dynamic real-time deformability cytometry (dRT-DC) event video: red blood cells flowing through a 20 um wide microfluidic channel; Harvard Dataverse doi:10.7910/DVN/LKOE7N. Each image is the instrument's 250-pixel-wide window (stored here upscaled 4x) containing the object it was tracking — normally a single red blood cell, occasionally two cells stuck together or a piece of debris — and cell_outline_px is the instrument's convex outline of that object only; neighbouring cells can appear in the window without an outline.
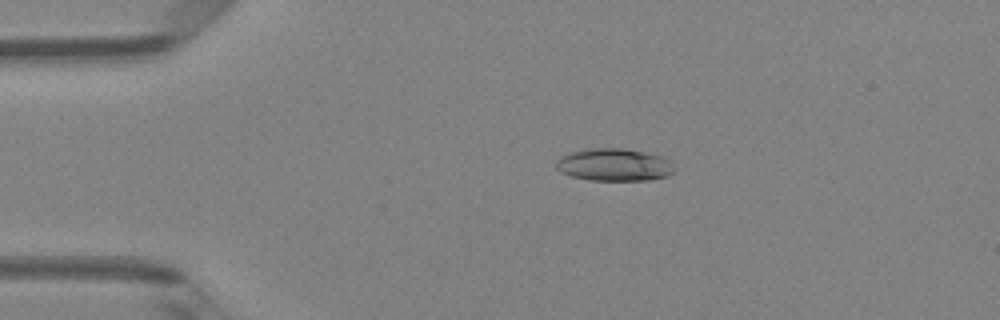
{"species": "Egyptian fruit bat (a non-hibernating species)", "species_latin": "Rousettus aegyptiacus", "temperature_condition": "room temperature", "stored_images_in_passage": 49, "camera_frame_rate_fps": 3000, "um_per_image_px": 0.085, "animal": {"sex": "female"}, "frame": {"image": 1, "passage_image": 10, "time_ms": 3.0, "image_size_px": [1000, 320], "cell_outline_px": [[676, 168], [668, 176], [648, 180], [588, 180], [572, 176], [560, 172], [556, 168], [556, 160], [560, 156], [584, 148], [624, 148], [664, 156]], "centroid_in_image_um": [52.2, 14.0], "position_along_channel_um": 32.8, "area_um2": 22.6}}
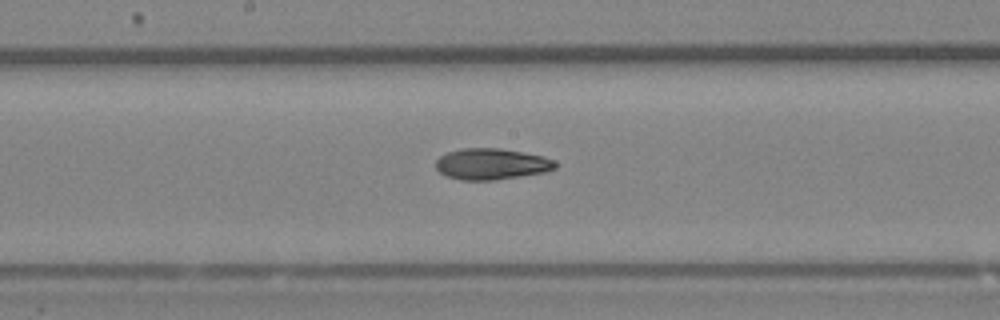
{"frame": {"image": 2, "passage_image": 26, "time_ms": 8.333, "image_size_px": [1000, 320], "cell_outline_px": [[560, 164], [556, 168], [544, 172], [496, 180], [460, 180], [444, 176], [436, 168], [436, 160], [440, 156], [448, 152], [464, 148], [496, 148], [544, 156], [556, 160]], "centroid_in_image_um": [41.79, 13.95], "position_along_channel_um": 206.4, "area_um2": 21.79}}
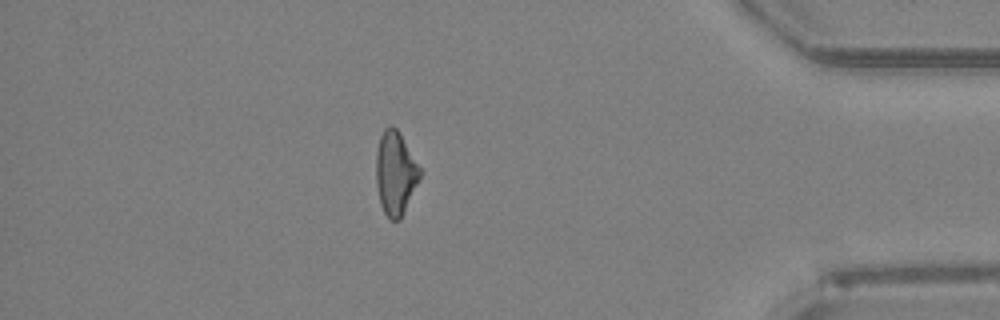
{"frame": {"image": 3, "passage_image": 43, "time_ms": 14.0, "image_size_px": [1000, 320], "cell_outline_px": [[424, 172], [400, 220], [392, 220], [384, 212], [380, 204], [376, 184], [376, 152], [380, 136], [384, 128], [388, 124], [392, 124], [400, 132]], "centroid_in_image_um": [33.63, 14.68], "position_along_channel_um": 401.6, "area_um2": 21.85}, "authors_computed_cell_mechanics": {"area_um2": 21.7906, "velocity_mm_per_s": 4.1259, "shape_relaxation_time_tau1_ms": 3.5879, "shape_relaxation_time_tau2_ms": 5.8098, "deformation_change_tau1": 0.1509, "deformation_change_tau2": 0.158}}